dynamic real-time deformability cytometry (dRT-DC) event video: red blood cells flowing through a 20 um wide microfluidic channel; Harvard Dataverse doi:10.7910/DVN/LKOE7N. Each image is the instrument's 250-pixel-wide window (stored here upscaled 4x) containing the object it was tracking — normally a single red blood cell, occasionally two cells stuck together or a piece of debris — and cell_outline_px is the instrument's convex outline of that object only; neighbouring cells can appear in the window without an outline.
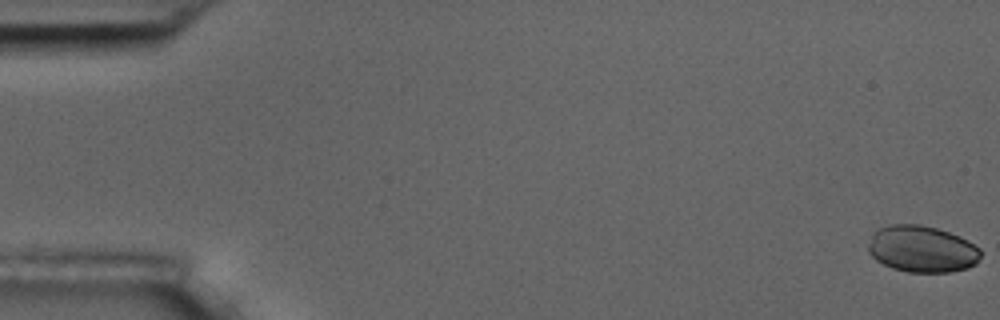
{"species": "common noctule bat (a hibernating species)", "species_latin": "Nyctalus noctula", "temperature_condition": "room temperature", "stored_images_in_passage": 6, "camera_frame_rate_fps": 3000, "um_per_image_px": 0.085, "animal": {"sex": "male", "body_mass_g": 17.5, "forearm_length_mm": 52.3}, "frame": {"image": 1, "passage_image": 1, "time_ms": 0.0, "image_size_px": [1000, 320], "cell_outline_px": [[980, 256], [976, 264], [968, 268], [948, 272], [908, 272], [892, 268], [876, 260], [868, 252], [868, 244], [872, 236], [880, 228], [888, 224], [920, 224], [936, 228], [960, 236], [980, 248]], "centroid_in_image_um": [78.37, 21.17], "position_along_channel_um": 6.6, "area_um2": 30.52}}